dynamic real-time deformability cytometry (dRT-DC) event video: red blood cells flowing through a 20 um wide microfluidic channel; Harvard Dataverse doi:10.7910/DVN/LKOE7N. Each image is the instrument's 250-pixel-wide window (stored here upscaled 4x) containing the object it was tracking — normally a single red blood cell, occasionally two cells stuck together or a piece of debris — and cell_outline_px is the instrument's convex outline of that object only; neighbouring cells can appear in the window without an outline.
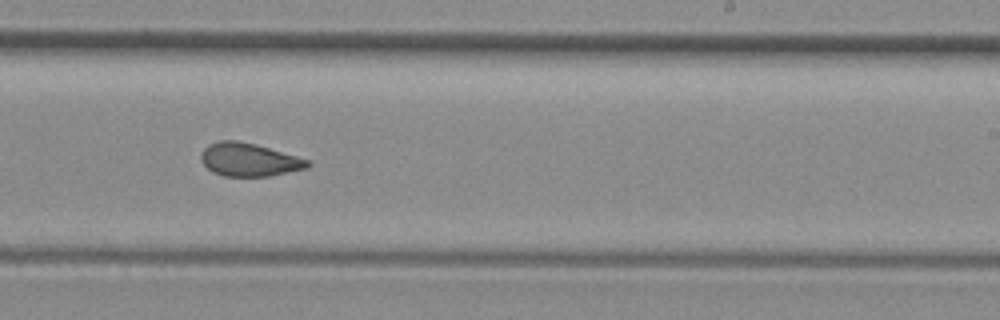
{"species": "common noctule bat (a hibernating species)", "species_latin": "Nyctalus noctula", "temperature_condition": "room temperature", "stored_images_in_passage": 35, "camera_frame_rate_fps": 3000, "um_per_image_px": 0.085, "animal": {"sex": "female", "body_mass_g": 29.2, "forearm_length_mm": 56.3}, "frame": {"image": 1, "passage_image": 16, "time_ms": 5.0, "image_size_px": [1000, 320], "cell_outline_px": [[312, 164], [308, 168], [272, 176], [224, 176], [212, 172], [200, 160], [200, 156], [204, 148], [208, 144], [220, 140], [236, 140], [256, 144], [296, 156], [308, 160]], "centroid_in_image_um": [21.17, 13.57], "position_along_channel_um": 267.8, "area_um2": 20.69}, "authors_computed_cell_mechanics": {"area_um2": 21.0392, "velocity_mm_per_s": 4.1514, "shape_relaxation_time_tau1_ms": null, "shape_relaxation_time_tau2_ms": 1.9871, "deformation_change_tau1": null, "deformation_change_tau2": 0.0754}}